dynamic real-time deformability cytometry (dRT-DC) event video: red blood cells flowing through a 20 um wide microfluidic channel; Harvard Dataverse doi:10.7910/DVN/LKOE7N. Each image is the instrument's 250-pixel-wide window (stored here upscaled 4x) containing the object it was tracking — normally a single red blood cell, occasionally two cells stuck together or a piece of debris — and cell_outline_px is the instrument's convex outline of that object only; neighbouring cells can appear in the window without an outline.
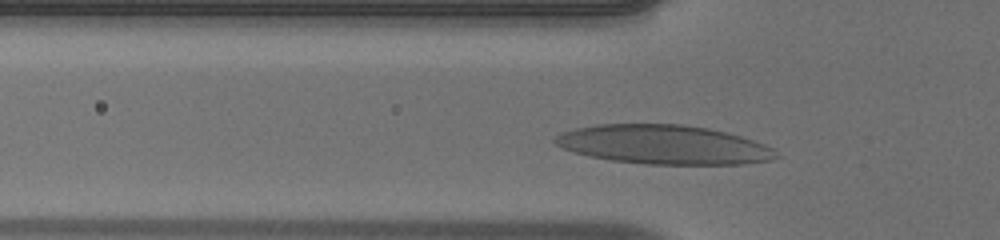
{"species": "human", "species_latin": "Homo sapiens", "temperature_condition": "warm", "stored_images_in_passage": 32, "camera_frame_rate_fps": 3000, "um_per_image_px": 0.085, "donor": {"sex": "male"}, "frame": {"image": 1, "passage_image": 6, "time_ms": 1.667, "image_size_px": [1000, 240], "cell_outline_px": [[780, 156], [772, 160], [744, 164], [644, 164], [612, 160], [592, 156], [560, 148], [552, 140], [560, 132], [576, 128], [596, 124], [684, 124], [708, 128], [740, 136], [764, 144], [772, 148]], "centroid_in_image_um": [56.4, 12.29], "position_along_channel_um": 69.4, "area_um2": 50.34}}
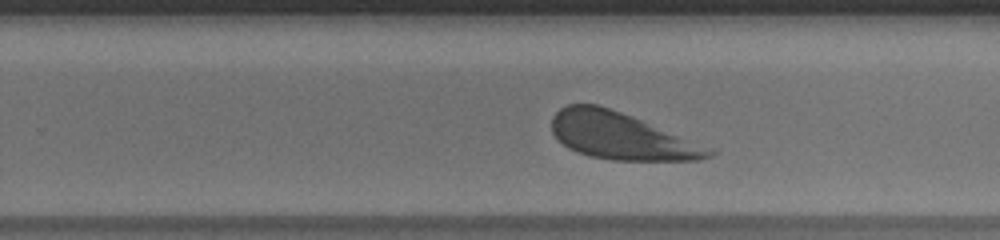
{"frame": {"image": 2, "passage_image": 22, "time_ms": 7.0, "image_size_px": [1000, 240], "cell_outline_px": [[716, 152], [712, 156], [700, 160], [612, 160], [588, 156], [576, 152], [568, 148], [556, 140], [552, 132], [552, 116], [560, 108], [568, 104], [600, 104], [716, 148]], "centroid_in_image_um": [52.82, 11.57], "position_along_channel_um": 277.0, "area_um2": 43.47}}
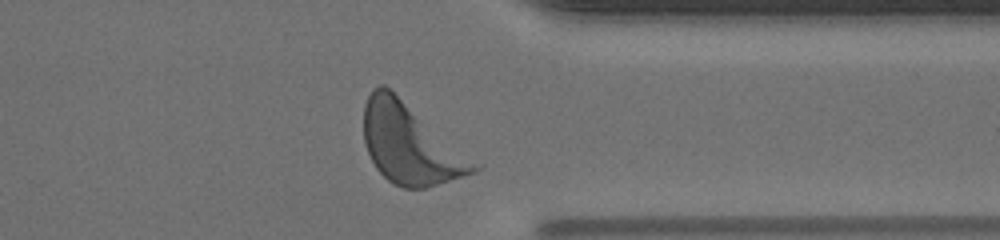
{"frame": {"image": 3, "passage_image": 30, "time_ms": 9.667, "image_size_px": [1000, 240], "cell_outline_px": [[480, 168], [476, 172], [464, 176], [424, 188], [404, 188], [388, 180], [376, 168], [364, 144], [364, 104], [372, 88], [380, 84], [384, 84], [480, 164]], "centroid_in_image_um": [34.85, 12.24], "position_along_channel_um": 376.5, "area_um2": 50.69}, "authors_computed_cell_mechanics": {"area_um2": 45.6042, "velocity_mm_per_s": 3.8933, "shape_relaxation_time_tau1_ms": 1.3556, "shape_relaxation_time_tau2_ms": null, "deformation_change_tau1": 0.1173, "deformation_change_tau2": null}}